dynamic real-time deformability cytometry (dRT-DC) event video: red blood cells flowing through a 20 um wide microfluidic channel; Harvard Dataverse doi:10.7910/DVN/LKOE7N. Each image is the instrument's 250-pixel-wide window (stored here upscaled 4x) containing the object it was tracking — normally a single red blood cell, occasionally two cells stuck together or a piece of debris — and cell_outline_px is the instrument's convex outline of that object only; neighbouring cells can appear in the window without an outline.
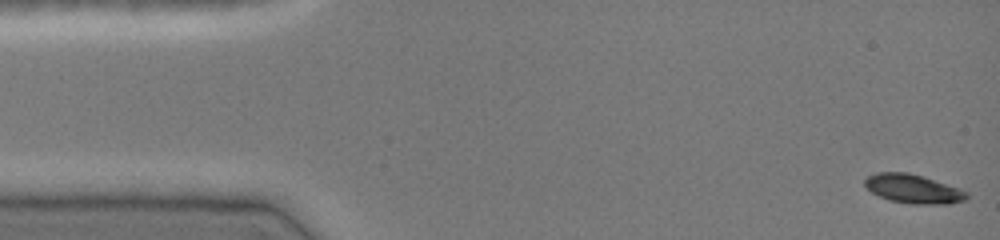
{"species": "common noctule bat (a hibernating species)", "species_latin": "Nyctalus noctula", "temperature_condition": "cold", "stored_images_in_passage": 47, "camera_frame_rate_fps": 3000, "um_per_image_px": 0.085, "animal": {"sex": "female", "body_mass_g": 19.0, "forearm_length_mm": 51.5}, "frame": {"image": 1, "passage_image": 1, "time_ms": 0.0, "image_size_px": [1000, 240], "cell_outline_px": [[968, 196], [964, 200], [948, 204], [912, 204], [888, 200], [872, 192], [864, 184], [864, 180], [868, 176], [876, 172], [908, 172], [960, 188], [968, 192]], "centroid_in_image_um": [77.62, 16.05], "position_along_channel_um": 7.4, "area_um2": 17.11}}
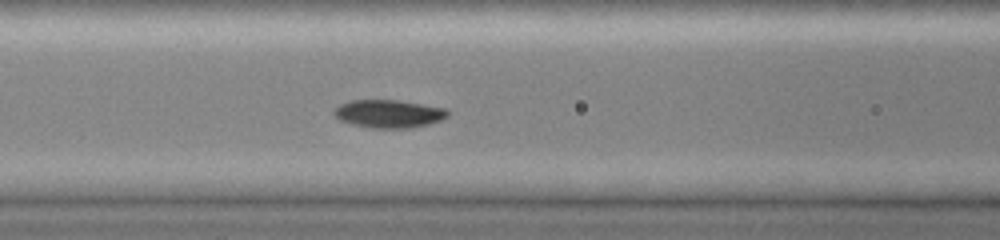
{"frame": {"image": 2, "passage_image": 19, "time_ms": 6.0, "image_size_px": [1000, 240], "cell_outline_px": [[448, 116], [440, 120], [428, 124], [408, 128], [376, 128], [352, 124], [340, 120], [332, 112], [340, 104], [352, 100], [400, 100], [444, 108], [448, 112]], "centroid_in_image_um": [33.03, 9.66], "position_along_channel_um": 133.6, "area_um2": 18.32}}
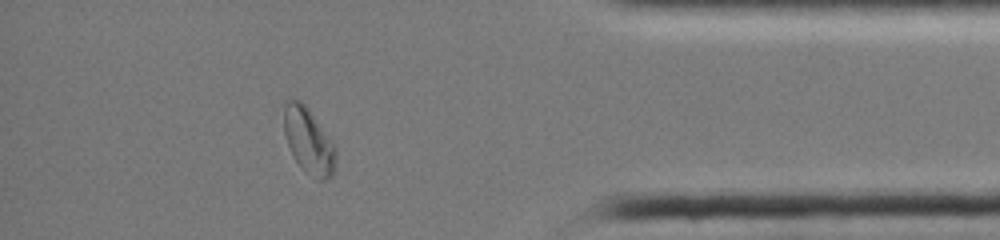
{"frame": {"image": 3, "passage_image": 41, "time_ms": 13.333, "image_size_px": [1000, 240], "cell_outline_px": [[336, 168], [332, 176], [324, 180], [316, 180], [304, 172], [300, 168], [292, 156], [284, 132], [284, 100], [288, 96], [300, 100], [308, 108], [336, 144]], "centroid_in_image_um": [26.24, 11.97], "position_along_channel_um": 409.0, "area_um2": 20.69}, "authors_computed_cell_mechanics": {"area_um2": 18.0336, "velocity_mm_per_s": 4.0383, "shape_relaxation_time_tau1_ms": 2.8014, "shape_relaxation_time_tau2_ms": 6.7242, "deformation_change_tau1": 0.1268, "deformation_change_tau2": 0.0742}}